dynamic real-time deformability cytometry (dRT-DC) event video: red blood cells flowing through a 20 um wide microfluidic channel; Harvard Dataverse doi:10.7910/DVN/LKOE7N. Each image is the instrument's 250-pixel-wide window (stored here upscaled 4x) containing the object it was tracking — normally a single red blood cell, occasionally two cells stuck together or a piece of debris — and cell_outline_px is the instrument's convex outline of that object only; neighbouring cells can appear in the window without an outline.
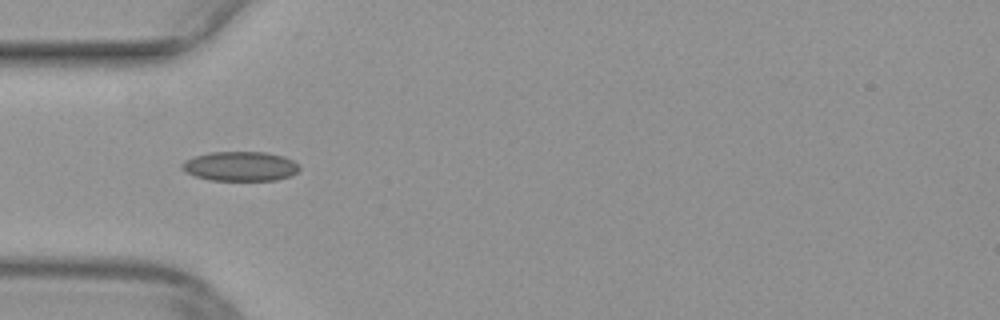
{"species": "common noctule bat (a hibernating species)", "species_latin": "Nyctalus noctula", "temperature_condition": "warm", "stored_images_in_passage": 35, "camera_frame_rate_fps": 3000, "um_per_image_px": 0.085, "animal": {"sex": "female", "body_mass_g": 29.2, "forearm_length_mm": 56.3}, "frame": {"image": 1, "passage_image": 1, "time_ms": 0.0, "image_size_px": [1000, 320], "cell_outline_px": [[300, 168], [296, 172], [288, 176], [276, 180], [208, 180], [184, 172], [180, 168], [180, 164], [184, 160], [192, 156], [212, 152], [264, 152], [284, 156], [300, 164]], "centroid_in_image_um": [20.38, 14.13], "position_along_channel_um": 64.6, "area_um2": 20.35}}
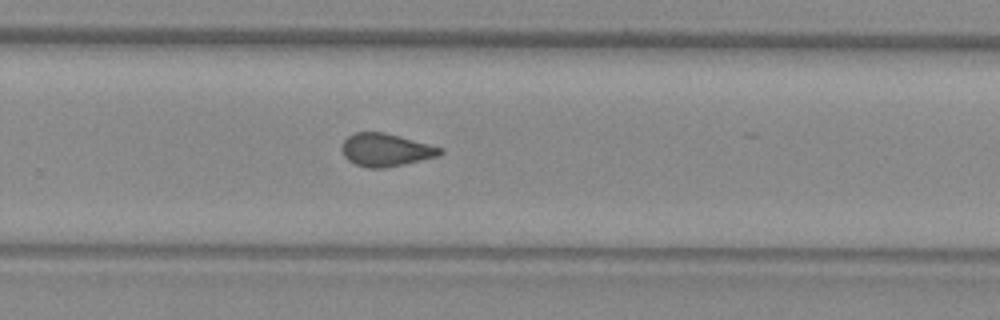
{"frame": {"image": 2, "passage_image": 18, "time_ms": 5.667, "image_size_px": [1000, 320], "cell_outline_px": [[444, 152], [440, 156], [404, 164], [384, 168], [368, 168], [356, 164], [348, 160], [344, 156], [340, 148], [344, 140], [348, 136], [356, 132], [384, 132], [444, 148]], "centroid_in_image_um": [32.8, 12.74], "position_along_channel_um": 297.0, "area_um2": 18.9}}
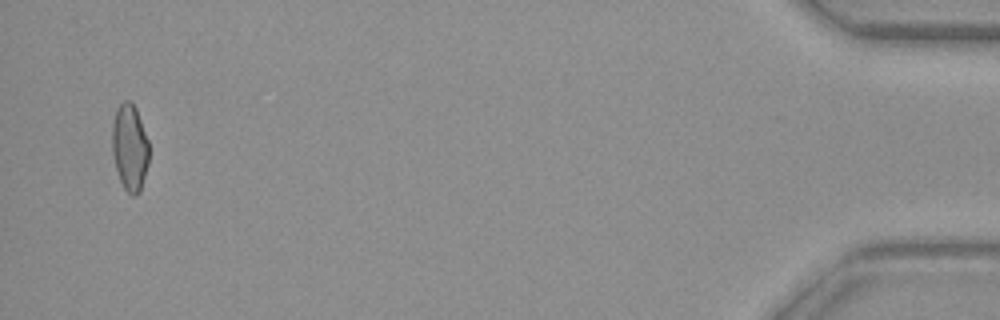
{"frame": {"image": 3, "passage_image": 34, "time_ms": 11.0, "image_size_px": [1000, 320], "cell_outline_px": [[148, 164], [140, 192], [136, 196], [132, 196], [124, 188], [120, 180], [116, 168], [112, 152], [112, 124], [116, 112], [120, 104], [124, 100], [132, 100], [136, 108], [148, 140]], "centroid_in_image_um": [11.03, 12.53], "position_along_channel_um": 424.2, "area_um2": 18.61}}